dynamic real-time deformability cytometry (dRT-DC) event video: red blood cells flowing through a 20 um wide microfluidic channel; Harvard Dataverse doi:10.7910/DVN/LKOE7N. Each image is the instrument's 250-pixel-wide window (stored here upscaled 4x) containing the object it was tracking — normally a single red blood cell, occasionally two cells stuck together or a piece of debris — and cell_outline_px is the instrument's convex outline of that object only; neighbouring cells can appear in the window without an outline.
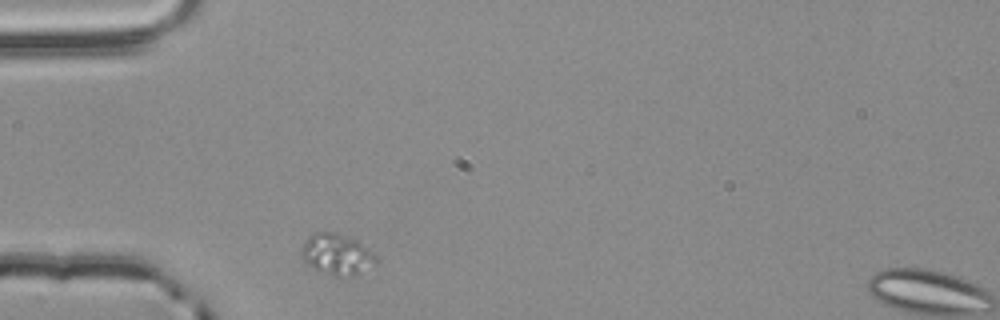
{"species": "common noctule bat (a hibernating species)", "species_latin": "Nyctalus noctula", "temperature_condition": "room temperature", "stored_images_in_passage": 2, "segment_of_instrument_passage": [1, 2], "camera_frame_rate_fps": 3000, "um_per_image_px": 0.085, "animal": {"sex": "male", "body_mass_g": 20.4}, "frame": {"image": 1, "passage_image": 1, "time_ms": 0.0, "image_size_px": [1000, 320], "cell_outline_px": [[380, 264], [356, 276], [336, 276], [304, 268], [300, 260], [300, 252], [308, 236], [316, 232], [332, 232], [356, 240], [368, 248], [376, 256]], "centroid_in_image_um": [28.6, 21.68], "position_along_channel_um": 56.4, "area_um2": 18.61}}